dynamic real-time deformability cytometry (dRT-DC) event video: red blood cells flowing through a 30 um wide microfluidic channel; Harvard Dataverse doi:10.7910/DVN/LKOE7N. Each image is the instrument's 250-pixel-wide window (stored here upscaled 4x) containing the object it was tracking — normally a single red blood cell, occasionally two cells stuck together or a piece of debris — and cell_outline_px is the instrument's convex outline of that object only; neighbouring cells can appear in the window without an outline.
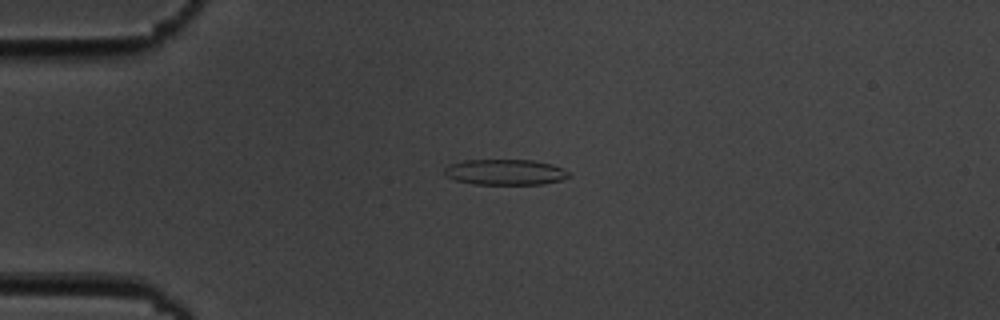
{"species": "common noctule bat (a hibernating species)", "species_latin": "Nyctalus noctula", "temperature_condition": "cold", "stored_images_in_passage": 4, "camera_frame_rate_fps": 3000, "um_per_image_px": 0.085, "animal": {"sex": "male", "body_mass_g": 19.5, "forearm_length_mm": 54.6}, "frame": {"image": 1, "passage_image": 3, "time_ms": 2.333, "image_size_px": [1000, 320], "cell_outline_px": [[572, 176], [564, 180], [544, 184], [472, 184], [456, 180], [448, 176], [444, 172], [444, 168], [452, 164], [464, 160], [532, 160], [552, 164], [564, 168]], "centroid_in_image_um": [43.02, 14.63], "position_along_channel_um": 42.0, "area_um2": 18.67}}